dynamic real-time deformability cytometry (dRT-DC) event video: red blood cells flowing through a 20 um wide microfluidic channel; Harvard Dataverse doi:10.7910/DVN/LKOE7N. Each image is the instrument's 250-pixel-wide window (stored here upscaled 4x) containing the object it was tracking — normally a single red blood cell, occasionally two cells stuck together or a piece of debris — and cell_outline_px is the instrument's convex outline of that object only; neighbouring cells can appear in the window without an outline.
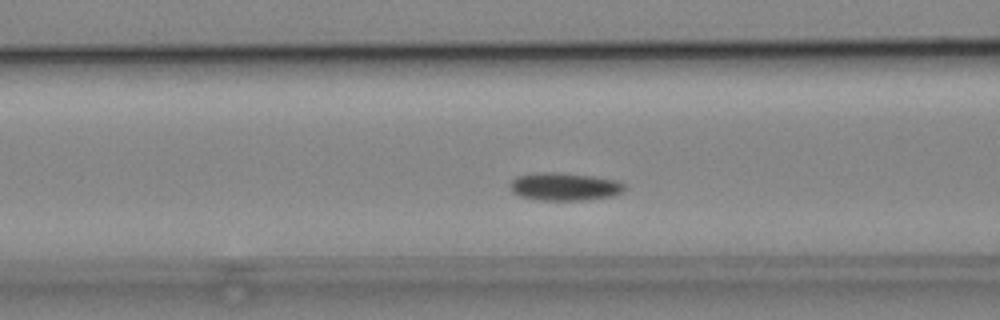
{"species": "common noctule bat (a hibernating species)", "species_latin": "Nyctalus noctula", "temperature_condition": "cold", "stored_images_in_passage": 50, "camera_frame_rate_fps": 3000, "um_per_image_px": 0.085, "animal": {"sex": "male", "body_mass_g": 19.2, "forearm_length_mm": 51.8}, "frame": {"image": 1, "passage_image": 16, "time_ms": 5.0, "image_size_px": [1000, 320], "cell_outline_px": [[624, 188], [620, 192], [612, 196], [584, 200], [540, 200], [520, 196], [512, 192], [508, 184], [516, 176], [532, 172], [556, 172], [592, 176], [616, 180], [624, 184]], "centroid_in_image_um": [47.91, 15.85], "position_along_channel_um": 118.7, "area_um2": 18.61}}
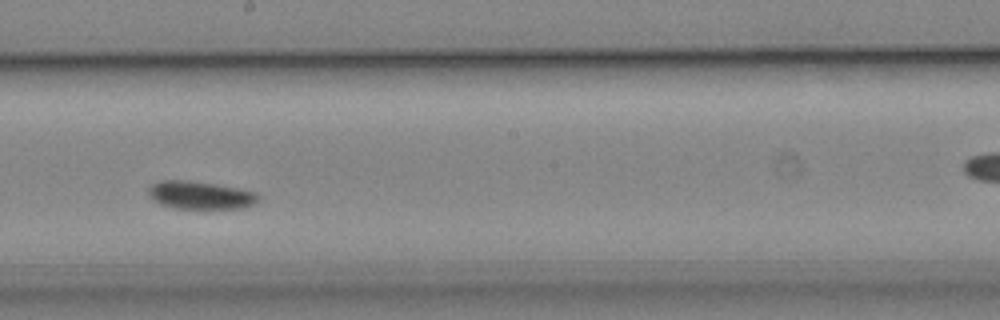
{"frame": {"image": 2, "passage_image": 25, "time_ms": 8.0, "image_size_px": [1000, 320], "cell_outline_px": [[260, 196], [252, 204], [244, 208], [172, 208], [160, 204], [148, 196], [148, 188], [152, 184], [160, 180], [188, 180], [216, 184], [256, 192]], "centroid_in_image_um": [16.97, 16.58], "position_along_channel_um": 231.2, "area_um2": 17.8}}
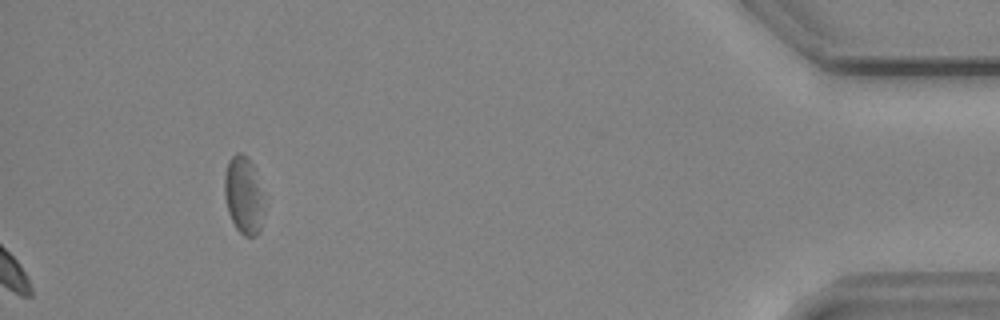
{"frame": {"image": 3, "passage_image": 50, "time_ms": 16.333, "image_size_px": [1000, 320], "cell_outline_px": [[264, 196], [260, 228], [256, 236], [244, 236], [236, 228], [228, 212], [224, 196], [224, 176], [228, 160], [236, 152], [240, 152], [248, 156], [252, 164], [264, 192]], "centroid_in_image_um": [20.7, 16.55], "position_along_channel_um": 414.5, "area_um2": 18.09}}